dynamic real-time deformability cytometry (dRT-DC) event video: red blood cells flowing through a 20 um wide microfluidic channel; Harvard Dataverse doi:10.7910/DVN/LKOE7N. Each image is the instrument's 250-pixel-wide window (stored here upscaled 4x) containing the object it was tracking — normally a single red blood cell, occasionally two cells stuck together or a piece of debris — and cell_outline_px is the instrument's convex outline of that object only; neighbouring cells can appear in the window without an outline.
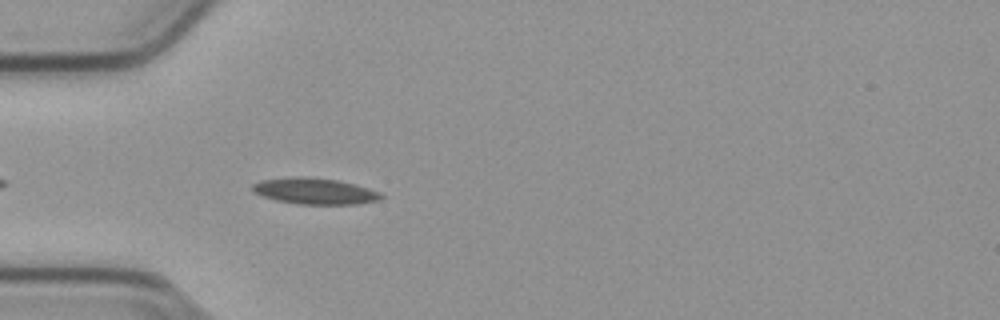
{"species": "common noctule bat (a hibernating species)", "species_latin": "Nyctalus noctula", "temperature_condition": "cold", "stored_images_in_passage": 19, "camera_frame_rate_fps": 3000, "um_per_image_px": 0.085, "animal": {"sex": "male", "body_mass_g": 23.1, "forearm_length_mm": 52.7}, "frame": {"image": 1, "passage_image": 5, "time_ms": 1.333, "image_size_px": [1000, 320], "cell_outline_px": [[384, 196], [380, 200], [356, 204], [296, 204], [276, 200], [252, 192], [252, 184], [260, 180], [288, 176], [304, 176], [336, 180], [368, 188], [380, 192]], "centroid_in_image_um": [26.71, 16.24], "position_along_channel_um": 58.3, "area_um2": 19.71}}
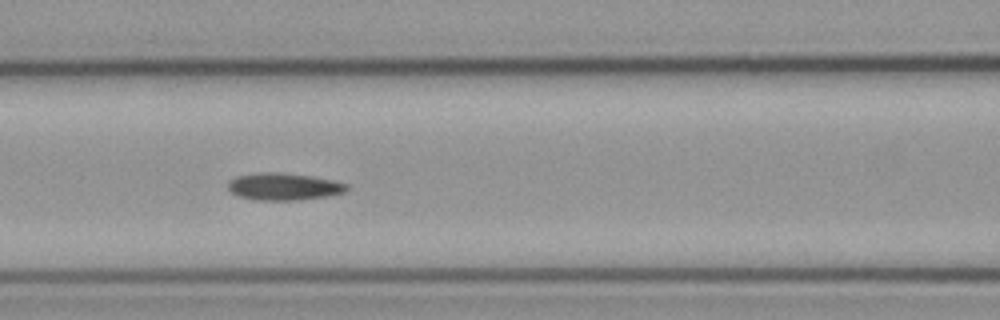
{"frame": {"image": 2, "passage_image": 12, "time_ms": 3.667, "image_size_px": [1000, 320], "cell_outline_px": [[348, 188], [344, 192], [328, 196], [300, 200], [256, 200], [240, 196], [232, 192], [228, 188], [228, 184], [236, 176], [260, 172], [280, 172], [312, 176], [332, 180], [348, 184]], "centroid_in_image_um": [24.14, 15.86], "position_along_channel_um": 142.5, "area_um2": 18.73}}
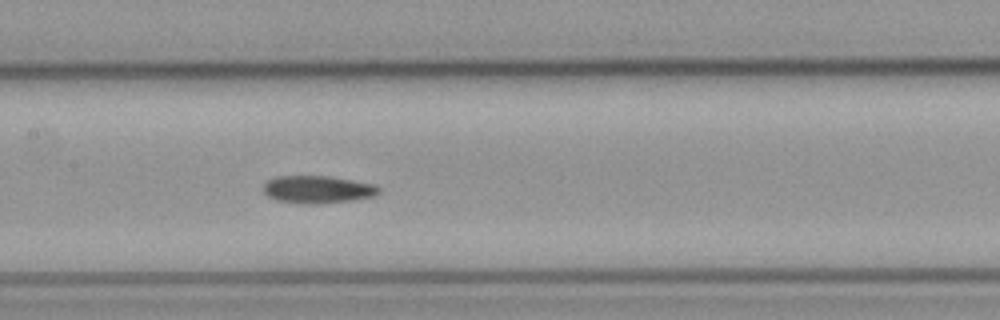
{"frame": {"image": 3, "passage_image": 15, "time_ms": 4.667, "image_size_px": [1000, 320], "cell_outline_px": [[380, 192], [372, 196], [352, 200], [316, 204], [308, 204], [276, 200], [268, 196], [264, 192], [264, 184], [268, 180], [276, 176], [328, 176], [352, 180], [372, 184], [380, 188]], "centroid_in_image_um": [26.97, 16.1], "position_along_channel_um": 180.4, "area_um2": 18.32}}